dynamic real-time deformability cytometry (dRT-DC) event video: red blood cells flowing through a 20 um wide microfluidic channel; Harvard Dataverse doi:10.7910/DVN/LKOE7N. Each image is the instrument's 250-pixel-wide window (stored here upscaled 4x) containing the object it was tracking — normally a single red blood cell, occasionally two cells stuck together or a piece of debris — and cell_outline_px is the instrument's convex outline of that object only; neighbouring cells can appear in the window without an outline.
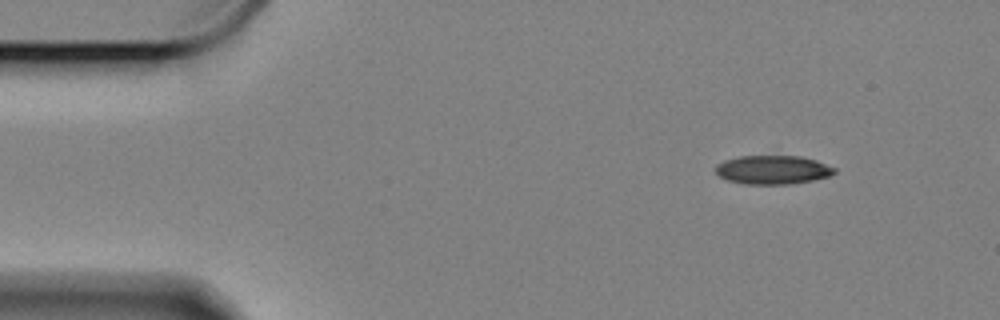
{"species": "Egyptian fruit bat (a non-hibernating species)", "species_latin": "Rousettus aegyptiacus", "temperature_condition": "cold", "stored_images_in_passage": 52, "camera_frame_rate_fps": 3000, "um_per_image_px": 0.085, "animal": {"sex": "female"}, "frame": {"image": 1, "passage_image": 1, "time_ms": 0.0, "image_size_px": [1000, 320], "cell_outline_px": [[836, 172], [828, 176], [812, 180], [788, 184], [744, 184], [728, 180], [720, 176], [716, 172], [716, 164], [724, 160], [740, 156], [800, 156], [816, 160], [836, 168]], "centroid_in_image_um": [65.68, 14.43], "position_along_channel_um": 19.3, "area_um2": 19.83}}
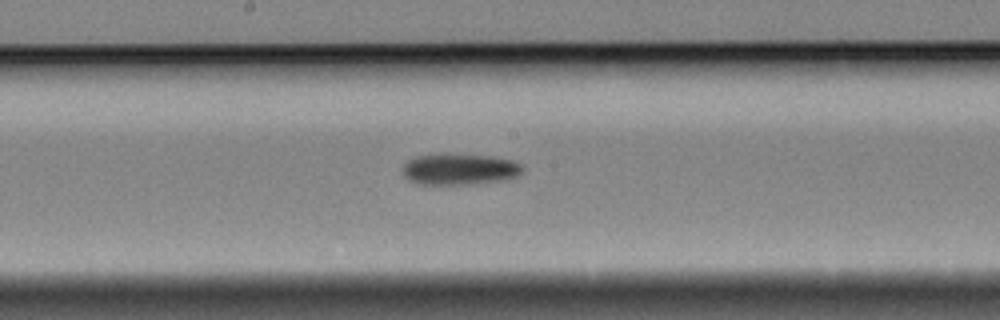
{"frame": {"image": 2, "passage_image": 25, "time_ms": 8.0, "image_size_px": [1000, 320], "cell_outline_px": [[524, 168], [516, 176], [504, 180], [472, 184], [420, 184], [404, 176], [404, 164], [412, 156], [440, 152], [444, 152], [492, 156], [512, 160], [524, 164]], "centroid_in_image_um": [39.07, 14.34], "position_along_channel_um": 209.1, "area_um2": 22.31}}
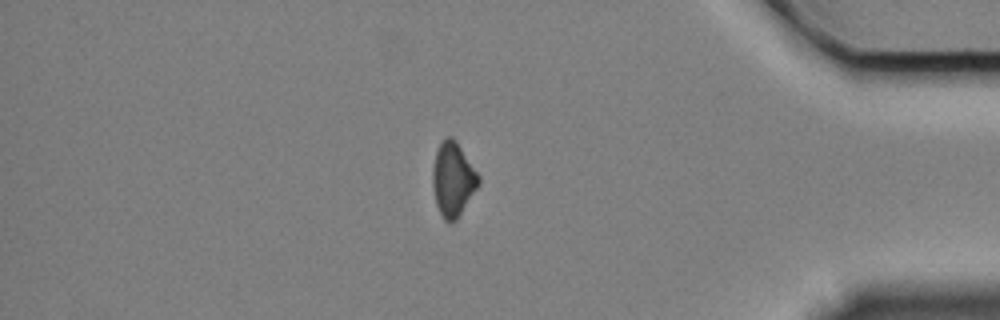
{"frame": {"image": 3, "passage_image": 45, "time_ms": 14.667, "image_size_px": [1000, 320], "cell_outline_px": [[480, 184], [456, 220], [444, 220], [436, 204], [432, 184], [432, 168], [436, 148], [440, 140], [444, 136], [452, 136], [456, 140], [480, 176]], "centroid_in_image_um": [38.49, 15.17], "position_along_channel_um": 396.7, "area_um2": 20.0}, "authors_computed_cell_mechanics": {"area_um2": 21.097, "velocity_mm_per_s": 3.3183, "shape_relaxation_time_tau1_ms": 8.2791, "shape_relaxation_time_tau2_ms": null, "deformation_change_tau1": 0.128, "deformation_change_tau2": null}}